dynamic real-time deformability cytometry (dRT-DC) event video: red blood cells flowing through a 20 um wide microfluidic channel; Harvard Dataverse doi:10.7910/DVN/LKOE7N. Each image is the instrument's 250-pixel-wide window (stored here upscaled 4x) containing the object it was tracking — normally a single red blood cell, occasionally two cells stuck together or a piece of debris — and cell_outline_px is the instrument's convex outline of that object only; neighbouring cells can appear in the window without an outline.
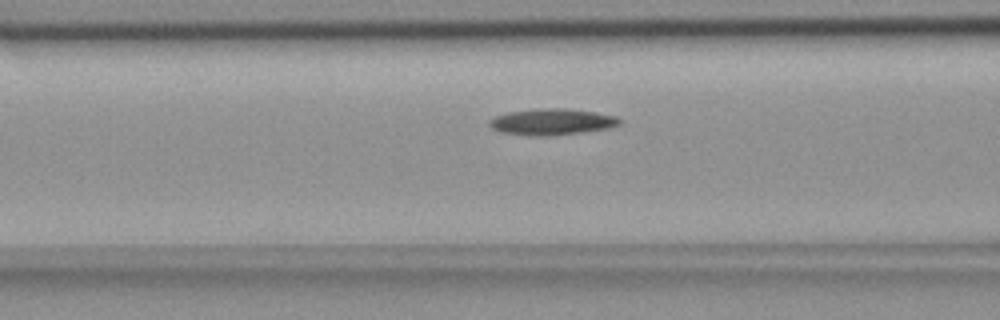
{"species": "common noctule bat (a hibernating species)", "species_latin": "Nyctalus noctula", "temperature_condition": "room temperature", "stored_images_in_passage": 29, "camera_frame_rate_fps": 3000, "um_per_image_px": 0.085, "animal": {"sex": "female", "body_mass_g": 18.4}, "frame": {"image": 1, "passage_image": 6, "time_ms": 1.667, "image_size_px": [1000, 320], "cell_outline_px": [[620, 124], [608, 128], [580, 132], [548, 136], [536, 136], [500, 132], [492, 128], [488, 124], [488, 120], [492, 116], [508, 112], [540, 108], [564, 108], [592, 112], [616, 116], [620, 120]], "centroid_in_image_um": [46.83, 10.35], "position_along_channel_um": 119.8, "area_um2": 19.83}}
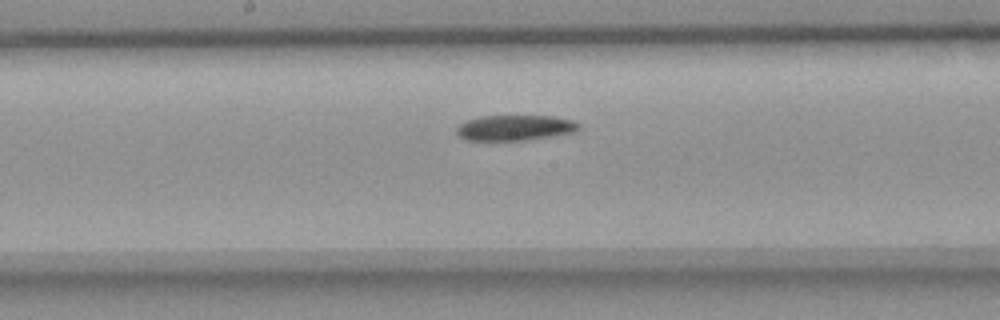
{"frame": {"image": 2, "passage_image": 13, "time_ms": 4.0, "image_size_px": [1000, 320], "cell_outline_px": [[580, 128], [572, 132], [552, 136], [524, 140], [468, 140], [460, 136], [456, 132], [456, 128], [464, 120], [480, 116], [552, 116], [572, 120], [580, 124]], "centroid_in_image_um": [43.74, 10.85], "position_along_channel_um": 204.5, "area_um2": 18.03}}
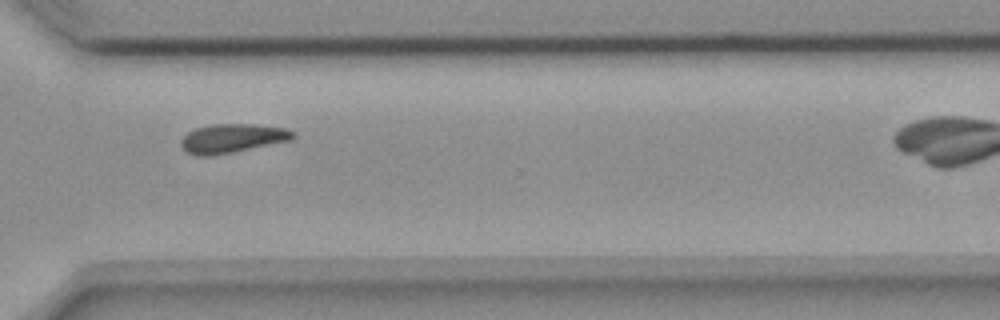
{"frame": {"image": 3, "passage_image": 25, "time_ms": 8.0, "image_size_px": [1000, 320], "cell_outline_px": [[296, 136], [292, 140], [232, 152], [208, 156], [200, 156], [184, 152], [180, 144], [180, 140], [188, 132], [196, 128], [212, 124], [256, 124], [288, 128], [296, 132]], "centroid_in_image_um": [19.76, 11.75], "position_along_channel_um": 350.8, "area_um2": 19.07}}